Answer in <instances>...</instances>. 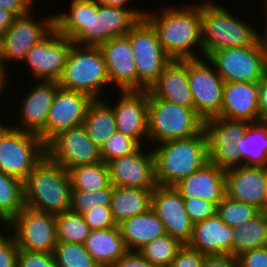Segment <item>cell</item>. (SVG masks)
<instances>
[{
    "label": "cell",
    "mask_w": 267,
    "mask_h": 267,
    "mask_svg": "<svg viewBox=\"0 0 267 267\" xmlns=\"http://www.w3.org/2000/svg\"><path fill=\"white\" fill-rule=\"evenodd\" d=\"M68 5L66 11L54 13L55 29L80 46H99L125 36L140 20L129 9L105 6L97 0H70Z\"/></svg>",
    "instance_id": "1"
},
{
    "label": "cell",
    "mask_w": 267,
    "mask_h": 267,
    "mask_svg": "<svg viewBox=\"0 0 267 267\" xmlns=\"http://www.w3.org/2000/svg\"><path fill=\"white\" fill-rule=\"evenodd\" d=\"M198 1L178 7L169 2L157 13L147 9L145 18L155 28L163 50L172 60L203 57L201 1Z\"/></svg>",
    "instance_id": "2"
},
{
    "label": "cell",
    "mask_w": 267,
    "mask_h": 267,
    "mask_svg": "<svg viewBox=\"0 0 267 267\" xmlns=\"http://www.w3.org/2000/svg\"><path fill=\"white\" fill-rule=\"evenodd\" d=\"M215 1L201 0L203 57L220 49L251 46L261 36L255 24L240 19Z\"/></svg>",
    "instance_id": "3"
},
{
    "label": "cell",
    "mask_w": 267,
    "mask_h": 267,
    "mask_svg": "<svg viewBox=\"0 0 267 267\" xmlns=\"http://www.w3.org/2000/svg\"><path fill=\"white\" fill-rule=\"evenodd\" d=\"M152 150L157 185L175 186L209 162L205 129L191 138L159 143Z\"/></svg>",
    "instance_id": "4"
},
{
    "label": "cell",
    "mask_w": 267,
    "mask_h": 267,
    "mask_svg": "<svg viewBox=\"0 0 267 267\" xmlns=\"http://www.w3.org/2000/svg\"><path fill=\"white\" fill-rule=\"evenodd\" d=\"M23 189L26 207L55 215L70 210L69 172L47 155L23 182Z\"/></svg>",
    "instance_id": "5"
},
{
    "label": "cell",
    "mask_w": 267,
    "mask_h": 267,
    "mask_svg": "<svg viewBox=\"0 0 267 267\" xmlns=\"http://www.w3.org/2000/svg\"><path fill=\"white\" fill-rule=\"evenodd\" d=\"M204 129L205 120L195 109L158 99L148 90V146L191 138Z\"/></svg>",
    "instance_id": "6"
},
{
    "label": "cell",
    "mask_w": 267,
    "mask_h": 267,
    "mask_svg": "<svg viewBox=\"0 0 267 267\" xmlns=\"http://www.w3.org/2000/svg\"><path fill=\"white\" fill-rule=\"evenodd\" d=\"M58 83L64 89L86 93L93 99H104V91L111 85L99 47L73 44Z\"/></svg>",
    "instance_id": "7"
},
{
    "label": "cell",
    "mask_w": 267,
    "mask_h": 267,
    "mask_svg": "<svg viewBox=\"0 0 267 267\" xmlns=\"http://www.w3.org/2000/svg\"><path fill=\"white\" fill-rule=\"evenodd\" d=\"M207 59L225 83H258L267 71V46L260 36L251 46L216 50Z\"/></svg>",
    "instance_id": "8"
},
{
    "label": "cell",
    "mask_w": 267,
    "mask_h": 267,
    "mask_svg": "<svg viewBox=\"0 0 267 267\" xmlns=\"http://www.w3.org/2000/svg\"><path fill=\"white\" fill-rule=\"evenodd\" d=\"M46 156L38 134L9 126L0 136V170L24 182Z\"/></svg>",
    "instance_id": "9"
},
{
    "label": "cell",
    "mask_w": 267,
    "mask_h": 267,
    "mask_svg": "<svg viewBox=\"0 0 267 267\" xmlns=\"http://www.w3.org/2000/svg\"><path fill=\"white\" fill-rule=\"evenodd\" d=\"M137 68V90H149L172 61L159 42L157 32L146 19H140L126 34Z\"/></svg>",
    "instance_id": "10"
},
{
    "label": "cell",
    "mask_w": 267,
    "mask_h": 267,
    "mask_svg": "<svg viewBox=\"0 0 267 267\" xmlns=\"http://www.w3.org/2000/svg\"><path fill=\"white\" fill-rule=\"evenodd\" d=\"M4 228L15 237L19 250L53 253L58 243L52 213L25 206Z\"/></svg>",
    "instance_id": "11"
},
{
    "label": "cell",
    "mask_w": 267,
    "mask_h": 267,
    "mask_svg": "<svg viewBox=\"0 0 267 267\" xmlns=\"http://www.w3.org/2000/svg\"><path fill=\"white\" fill-rule=\"evenodd\" d=\"M36 13L16 17L1 39L2 61L6 68L8 63H22L27 52L40 43L54 29V13L46 14L41 19ZM35 15V16H34ZM14 61V62H13Z\"/></svg>",
    "instance_id": "12"
},
{
    "label": "cell",
    "mask_w": 267,
    "mask_h": 267,
    "mask_svg": "<svg viewBox=\"0 0 267 267\" xmlns=\"http://www.w3.org/2000/svg\"><path fill=\"white\" fill-rule=\"evenodd\" d=\"M187 76L195 111L206 121L218 116L224 81L206 58L187 59Z\"/></svg>",
    "instance_id": "13"
},
{
    "label": "cell",
    "mask_w": 267,
    "mask_h": 267,
    "mask_svg": "<svg viewBox=\"0 0 267 267\" xmlns=\"http://www.w3.org/2000/svg\"><path fill=\"white\" fill-rule=\"evenodd\" d=\"M250 122L246 120L212 117L205 121L209 161L222 169L242 166L236 143L244 136Z\"/></svg>",
    "instance_id": "14"
},
{
    "label": "cell",
    "mask_w": 267,
    "mask_h": 267,
    "mask_svg": "<svg viewBox=\"0 0 267 267\" xmlns=\"http://www.w3.org/2000/svg\"><path fill=\"white\" fill-rule=\"evenodd\" d=\"M74 42L54 29L40 43L33 46L22 61L34 80H56L62 76L64 66ZM26 63V64H25Z\"/></svg>",
    "instance_id": "15"
},
{
    "label": "cell",
    "mask_w": 267,
    "mask_h": 267,
    "mask_svg": "<svg viewBox=\"0 0 267 267\" xmlns=\"http://www.w3.org/2000/svg\"><path fill=\"white\" fill-rule=\"evenodd\" d=\"M46 155L66 170L102 161L100 148L90 140L83 125L54 136L46 144Z\"/></svg>",
    "instance_id": "16"
},
{
    "label": "cell",
    "mask_w": 267,
    "mask_h": 267,
    "mask_svg": "<svg viewBox=\"0 0 267 267\" xmlns=\"http://www.w3.org/2000/svg\"><path fill=\"white\" fill-rule=\"evenodd\" d=\"M93 100L86 93L59 87L39 137L47 144L59 132L81 126Z\"/></svg>",
    "instance_id": "17"
},
{
    "label": "cell",
    "mask_w": 267,
    "mask_h": 267,
    "mask_svg": "<svg viewBox=\"0 0 267 267\" xmlns=\"http://www.w3.org/2000/svg\"><path fill=\"white\" fill-rule=\"evenodd\" d=\"M112 106L117 131L134 139L140 146L148 145V90H118ZM146 141V142H145Z\"/></svg>",
    "instance_id": "18"
},
{
    "label": "cell",
    "mask_w": 267,
    "mask_h": 267,
    "mask_svg": "<svg viewBox=\"0 0 267 267\" xmlns=\"http://www.w3.org/2000/svg\"><path fill=\"white\" fill-rule=\"evenodd\" d=\"M151 209L162 221L169 236L183 245L190 242L194 223L186 212L180 192L174 186L157 185L152 192Z\"/></svg>",
    "instance_id": "19"
},
{
    "label": "cell",
    "mask_w": 267,
    "mask_h": 267,
    "mask_svg": "<svg viewBox=\"0 0 267 267\" xmlns=\"http://www.w3.org/2000/svg\"><path fill=\"white\" fill-rule=\"evenodd\" d=\"M148 147V148H147ZM110 181L114 186L154 189L155 157L152 147L141 146L136 152L108 163Z\"/></svg>",
    "instance_id": "20"
},
{
    "label": "cell",
    "mask_w": 267,
    "mask_h": 267,
    "mask_svg": "<svg viewBox=\"0 0 267 267\" xmlns=\"http://www.w3.org/2000/svg\"><path fill=\"white\" fill-rule=\"evenodd\" d=\"M20 100L17 121L11 127L38 134L45 126L59 83L56 80H34Z\"/></svg>",
    "instance_id": "21"
},
{
    "label": "cell",
    "mask_w": 267,
    "mask_h": 267,
    "mask_svg": "<svg viewBox=\"0 0 267 267\" xmlns=\"http://www.w3.org/2000/svg\"><path fill=\"white\" fill-rule=\"evenodd\" d=\"M226 196L254 206L267 208V167L238 166L225 170Z\"/></svg>",
    "instance_id": "22"
},
{
    "label": "cell",
    "mask_w": 267,
    "mask_h": 267,
    "mask_svg": "<svg viewBox=\"0 0 267 267\" xmlns=\"http://www.w3.org/2000/svg\"><path fill=\"white\" fill-rule=\"evenodd\" d=\"M98 47L104 57L111 89L137 90V68L129 38L126 35L114 37Z\"/></svg>",
    "instance_id": "23"
},
{
    "label": "cell",
    "mask_w": 267,
    "mask_h": 267,
    "mask_svg": "<svg viewBox=\"0 0 267 267\" xmlns=\"http://www.w3.org/2000/svg\"><path fill=\"white\" fill-rule=\"evenodd\" d=\"M174 187L183 199L202 198L218 205L226 196L225 169L209 161Z\"/></svg>",
    "instance_id": "24"
},
{
    "label": "cell",
    "mask_w": 267,
    "mask_h": 267,
    "mask_svg": "<svg viewBox=\"0 0 267 267\" xmlns=\"http://www.w3.org/2000/svg\"><path fill=\"white\" fill-rule=\"evenodd\" d=\"M218 117L259 122L258 83L227 82L223 86L222 105Z\"/></svg>",
    "instance_id": "25"
},
{
    "label": "cell",
    "mask_w": 267,
    "mask_h": 267,
    "mask_svg": "<svg viewBox=\"0 0 267 267\" xmlns=\"http://www.w3.org/2000/svg\"><path fill=\"white\" fill-rule=\"evenodd\" d=\"M232 241V228L215 214L194 224L192 237L187 245L205 256H232Z\"/></svg>",
    "instance_id": "26"
},
{
    "label": "cell",
    "mask_w": 267,
    "mask_h": 267,
    "mask_svg": "<svg viewBox=\"0 0 267 267\" xmlns=\"http://www.w3.org/2000/svg\"><path fill=\"white\" fill-rule=\"evenodd\" d=\"M149 91L158 99L194 109L187 76V59L172 60Z\"/></svg>",
    "instance_id": "27"
},
{
    "label": "cell",
    "mask_w": 267,
    "mask_h": 267,
    "mask_svg": "<svg viewBox=\"0 0 267 267\" xmlns=\"http://www.w3.org/2000/svg\"><path fill=\"white\" fill-rule=\"evenodd\" d=\"M84 247L101 267H110L129 251L118 225L104 230H91Z\"/></svg>",
    "instance_id": "28"
},
{
    "label": "cell",
    "mask_w": 267,
    "mask_h": 267,
    "mask_svg": "<svg viewBox=\"0 0 267 267\" xmlns=\"http://www.w3.org/2000/svg\"><path fill=\"white\" fill-rule=\"evenodd\" d=\"M118 226L130 251H138L145 244L166 234L164 224L151 208L145 213L123 220Z\"/></svg>",
    "instance_id": "29"
},
{
    "label": "cell",
    "mask_w": 267,
    "mask_h": 267,
    "mask_svg": "<svg viewBox=\"0 0 267 267\" xmlns=\"http://www.w3.org/2000/svg\"><path fill=\"white\" fill-rule=\"evenodd\" d=\"M153 189L118 187L113 185L111 211L114 221L121 223L127 218L145 213L151 208Z\"/></svg>",
    "instance_id": "30"
},
{
    "label": "cell",
    "mask_w": 267,
    "mask_h": 267,
    "mask_svg": "<svg viewBox=\"0 0 267 267\" xmlns=\"http://www.w3.org/2000/svg\"><path fill=\"white\" fill-rule=\"evenodd\" d=\"M82 125L99 148L117 131L114 110L105 99H94L90 103Z\"/></svg>",
    "instance_id": "31"
},
{
    "label": "cell",
    "mask_w": 267,
    "mask_h": 267,
    "mask_svg": "<svg viewBox=\"0 0 267 267\" xmlns=\"http://www.w3.org/2000/svg\"><path fill=\"white\" fill-rule=\"evenodd\" d=\"M236 148L242 165L267 167V122L250 123Z\"/></svg>",
    "instance_id": "32"
},
{
    "label": "cell",
    "mask_w": 267,
    "mask_h": 267,
    "mask_svg": "<svg viewBox=\"0 0 267 267\" xmlns=\"http://www.w3.org/2000/svg\"><path fill=\"white\" fill-rule=\"evenodd\" d=\"M232 256L267 246V215L260 211L246 223L232 228Z\"/></svg>",
    "instance_id": "33"
},
{
    "label": "cell",
    "mask_w": 267,
    "mask_h": 267,
    "mask_svg": "<svg viewBox=\"0 0 267 267\" xmlns=\"http://www.w3.org/2000/svg\"><path fill=\"white\" fill-rule=\"evenodd\" d=\"M24 207L23 182L0 170V225L5 227Z\"/></svg>",
    "instance_id": "34"
},
{
    "label": "cell",
    "mask_w": 267,
    "mask_h": 267,
    "mask_svg": "<svg viewBox=\"0 0 267 267\" xmlns=\"http://www.w3.org/2000/svg\"><path fill=\"white\" fill-rule=\"evenodd\" d=\"M72 190L95 191L111 184L109 166L101 161L68 169Z\"/></svg>",
    "instance_id": "35"
},
{
    "label": "cell",
    "mask_w": 267,
    "mask_h": 267,
    "mask_svg": "<svg viewBox=\"0 0 267 267\" xmlns=\"http://www.w3.org/2000/svg\"><path fill=\"white\" fill-rule=\"evenodd\" d=\"M182 246L177 239L166 233L145 244L138 252L154 267H170Z\"/></svg>",
    "instance_id": "36"
},
{
    "label": "cell",
    "mask_w": 267,
    "mask_h": 267,
    "mask_svg": "<svg viewBox=\"0 0 267 267\" xmlns=\"http://www.w3.org/2000/svg\"><path fill=\"white\" fill-rule=\"evenodd\" d=\"M57 240L84 244L90 228L82 215L71 210L55 215Z\"/></svg>",
    "instance_id": "37"
},
{
    "label": "cell",
    "mask_w": 267,
    "mask_h": 267,
    "mask_svg": "<svg viewBox=\"0 0 267 267\" xmlns=\"http://www.w3.org/2000/svg\"><path fill=\"white\" fill-rule=\"evenodd\" d=\"M53 256L57 267H101L80 243L58 241Z\"/></svg>",
    "instance_id": "38"
},
{
    "label": "cell",
    "mask_w": 267,
    "mask_h": 267,
    "mask_svg": "<svg viewBox=\"0 0 267 267\" xmlns=\"http://www.w3.org/2000/svg\"><path fill=\"white\" fill-rule=\"evenodd\" d=\"M113 184L95 191H71L70 210L84 215L98 206H111Z\"/></svg>",
    "instance_id": "39"
},
{
    "label": "cell",
    "mask_w": 267,
    "mask_h": 267,
    "mask_svg": "<svg viewBox=\"0 0 267 267\" xmlns=\"http://www.w3.org/2000/svg\"><path fill=\"white\" fill-rule=\"evenodd\" d=\"M260 211L254 206L225 196L217 205L216 214L231 228L246 223Z\"/></svg>",
    "instance_id": "40"
},
{
    "label": "cell",
    "mask_w": 267,
    "mask_h": 267,
    "mask_svg": "<svg viewBox=\"0 0 267 267\" xmlns=\"http://www.w3.org/2000/svg\"><path fill=\"white\" fill-rule=\"evenodd\" d=\"M140 147L134 139L116 131L100 148L102 161L108 164L113 159L136 152Z\"/></svg>",
    "instance_id": "41"
},
{
    "label": "cell",
    "mask_w": 267,
    "mask_h": 267,
    "mask_svg": "<svg viewBox=\"0 0 267 267\" xmlns=\"http://www.w3.org/2000/svg\"><path fill=\"white\" fill-rule=\"evenodd\" d=\"M1 228H0V267H17L19 248L17 246L15 237L6 228L5 229L4 227ZM3 230L4 232H2Z\"/></svg>",
    "instance_id": "42"
},
{
    "label": "cell",
    "mask_w": 267,
    "mask_h": 267,
    "mask_svg": "<svg viewBox=\"0 0 267 267\" xmlns=\"http://www.w3.org/2000/svg\"><path fill=\"white\" fill-rule=\"evenodd\" d=\"M183 200L186 212L194 224L216 214L217 205L213 202L202 198Z\"/></svg>",
    "instance_id": "43"
},
{
    "label": "cell",
    "mask_w": 267,
    "mask_h": 267,
    "mask_svg": "<svg viewBox=\"0 0 267 267\" xmlns=\"http://www.w3.org/2000/svg\"><path fill=\"white\" fill-rule=\"evenodd\" d=\"M90 230H104L117 226L110 206H98L82 215Z\"/></svg>",
    "instance_id": "44"
},
{
    "label": "cell",
    "mask_w": 267,
    "mask_h": 267,
    "mask_svg": "<svg viewBox=\"0 0 267 267\" xmlns=\"http://www.w3.org/2000/svg\"><path fill=\"white\" fill-rule=\"evenodd\" d=\"M17 267H57L53 253L19 250Z\"/></svg>",
    "instance_id": "45"
},
{
    "label": "cell",
    "mask_w": 267,
    "mask_h": 267,
    "mask_svg": "<svg viewBox=\"0 0 267 267\" xmlns=\"http://www.w3.org/2000/svg\"><path fill=\"white\" fill-rule=\"evenodd\" d=\"M205 255L199 251L183 245L177 252L170 267H202Z\"/></svg>",
    "instance_id": "46"
},
{
    "label": "cell",
    "mask_w": 267,
    "mask_h": 267,
    "mask_svg": "<svg viewBox=\"0 0 267 267\" xmlns=\"http://www.w3.org/2000/svg\"><path fill=\"white\" fill-rule=\"evenodd\" d=\"M237 261L239 267H267V246L245 251Z\"/></svg>",
    "instance_id": "47"
},
{
    "label": "cell",
    "mask_w": 267,
    "mask_h": 267,
    "mask_svg": "<svg viewBox=\"0 0 267 267\" xmlns=\"http://www.w3.org/2000/svg\"><path fill=\"white\" fill-rule=\"evenodd\" d=\"M36 0H0V9L11 12L15 17L30 13L37 4Z\"/></svg>",
    "instance_id": "48"
},
{
    "label": "cell",
    "mask_w": 267,
    "mask_h": 267,
    "mask_svg": "<svg viewBox=\"0 0 267 267\" xmlns=\"http://www.w3.org/2000/svg\"><path fill=\"white\" fill-rule=\"evenodd\" d=\"M110 267H154L138 251H128Z\"/></svg>",
    "instance_id": "49"
},
{
    "label": "cell",
    "mask_w": 267,
    "mask_h": 267,
    "mask_svg": "<svg viewBox=\"0 0 267 267\" xmlns=\"http://www.w3.org/2000/svg\"><path fill=\"white\" fill-rule=\"evenodd\" d=\"M202 267H239L237 257L231 255L205 256Z\"/></svg>",
    "instance_id": "50"
},
{
    "label": "cell",
    "mask_w": 267,
    "mask_h": 267,
    "mask_svg": "<svg viewBox=\"0 0 267 267\" xmlns=\"http://www.w3.org/2000/svg\"><path fill=\"white\" fill-rule=\"evenodd\" d=\"M259 88V121L267 122V71L258 82Z\"/></svg>",
    "instance_id": "51"
},
{
    "label": "cell",
    "mask_w": 267,
    "mask_h": 267,
    "mask_svg": "<svg viewBox=\"0 0 267 267\" xmlns=\"http://www.w3.org/2000/svg\"><path fill=\"white\" fill-rule=\"evenodd\" d=\"M98 3L105 5V6H114V7H122L125 9L131 10L139 19L145 18V14L147 9L144 10L142 6L141 8H134L131 6L130 3H133V0H97ZM129 5V6H128ZM143 8V9H142Z\"/></svg>",
    "instance_id": "52"
},
{
    "label": "cell",
    "mask_w": 267,
    "mask_h": 267,
    "mask_svg": "<svg viewBox=\"0 0 267 267\" xmlns=\"http://www.w3.org/2000/svg\"><path fill=\"white\" fill-rule=\"evenodd\" d=\"M16 17L9 11L0 9V40Z\"/></svg>",
    "instance_id": "53"
},
{
    "label": "cell",
    "mask_w": 267,
    "mask_h": 267,
    "mask_svg": "<svg viewBox=\"0 0 267 267\" xmlns=\"http://www.w3.org/2000/svg\"><path fill=\"white\" fill-rule=\"evenodd\" d=\"M9 68H0V97H3V92L5 94V91L7 90L6 85H8V83H10V80L8 78L11 77L8 76L10 73ZM1 101V100H0Z\"/></svg>",
    "instance_id": "54"
},
{
    "label": "cell",
    "mask_w": 267,
    "mask_h": 267,
    "mask_svg": "<svg viewBox=\"0 0 267 267\" xmlns=\"http://www.w3.org/2000/svg\"><path fill=\"white\" fill-rule=\"evenodd\" d=\"M262 2H264L263 4H262V6H264V8H263V10H264V16H265V22L264 21H262L265 25V28H264V30H262L261 31V39H262V41L266 44V46H267V0H262Z\"/></svg>",
    "instance_id": "55"
},
{
    "label": "cell",
    "mask_w": 267,
    "mask_h": 267,
    "mask_svg": "<svg viewBox=\"0 0 267 267\" xmlns=\"http://www.w3.org/2000/svg\"><path fill=\"white\" fill-rule=\"evenodd\" d=\"M11 124H5V122H2L0 120V136L2 135V133L10 126Z\"/></svg>",
    "instance_id": "56"
},
{
    "label": "cell",
    "mask_w": 267,
    "mask_h": 267,
    "mask_svg": "<svg viewBox=\"0 0 267 267\" xmlns=\"http://www.w3.org/2000/svg\"><path fill=\"white\" fill-rule=\"evenodd\" d=\"M0 68H6L2 61L1 40H0Z\"/></svg>",
    "instance_id": "57"
}]
</instances>
